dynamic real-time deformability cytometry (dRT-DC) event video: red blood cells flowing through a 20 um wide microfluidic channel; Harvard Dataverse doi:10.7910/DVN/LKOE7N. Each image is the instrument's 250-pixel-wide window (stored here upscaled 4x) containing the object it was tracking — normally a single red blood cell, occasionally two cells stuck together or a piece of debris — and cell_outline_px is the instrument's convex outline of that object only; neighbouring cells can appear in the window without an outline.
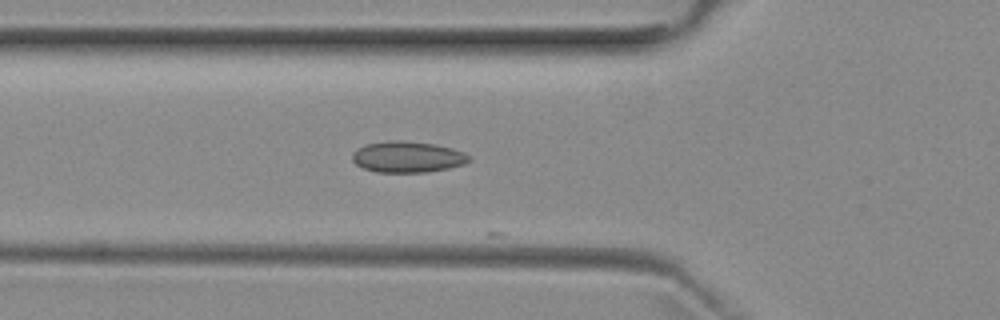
{"species": "common noctule bat (a hibernating species)", "species_latin": "Nyctalus noctula", "temperature_condition": "room temperature", "stored_images_in_passage": 8, "camera_frame_rate_fps": 3000, "um_per_image_px": 0.085, "animal": {"sex": "female", "body_mass_g": 29.2, "forearm_length_mm": 56.3}, "frame": {"image": 1, "passage_image": 6, "time_ms": 1.667, "image_size_px": [1000, 320], "cell_outline_px": [[472, 160], [464, 164], [448, 168], [428, 172], [376, 172], [364, 168], [356, 164], [352, 160], [352, 152], [356, 148], [368, 144], [392, 140], [404, 140], [436, 144], [452, 148], [464, 152]], "centroid_in_image_um": [34.64, 13.33], "position_along_channel_um": 91.2, "area_um2": 21.27}}